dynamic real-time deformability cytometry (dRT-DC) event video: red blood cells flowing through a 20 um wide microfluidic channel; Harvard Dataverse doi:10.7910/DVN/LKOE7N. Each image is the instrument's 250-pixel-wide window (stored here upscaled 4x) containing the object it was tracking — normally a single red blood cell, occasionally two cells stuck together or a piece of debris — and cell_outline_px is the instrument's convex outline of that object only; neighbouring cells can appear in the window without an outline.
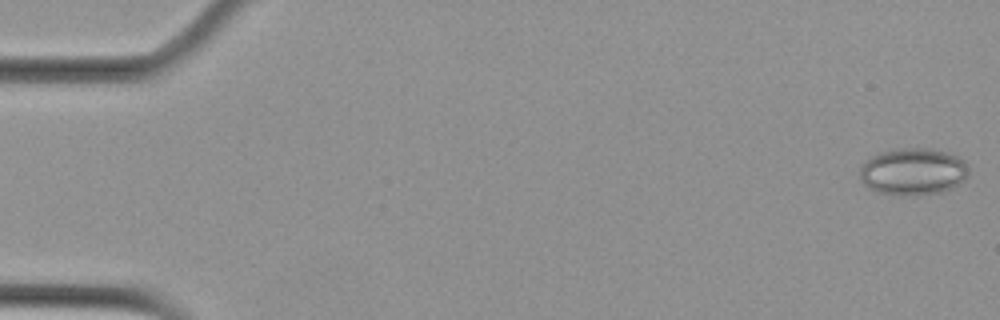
{"species": "Egyptian fruit bat (a non-hibernating species)", "species_latin": "Rousettus aegyptiacus", "temperature_condition": "cold", "stored_images_in_passage": 56, "camera_frame_rate_fps": 3000, "um_per_image_px": 0.085, "animal": {"sex": "female"}, "frame": {"image": 1, "passage_image": 1, "time_ms": 0.0, "image_size_px": [1000, 320], "cell_outline_px": [[968, 176], [964, 180], [952, 188], [940, 192], [916, 196], [896, 196], [876, 192], [868, 188], [864, 184], [860, 176], [860, 168], [872, 156], [880, 152], [896, 148], [932, 148], [948, 152], [964, 160], [968, 164]], "centroid_in_image_um": [77.62, 14.6], "position_along_channel_um": 7.4, "area_um2": 30.29}}
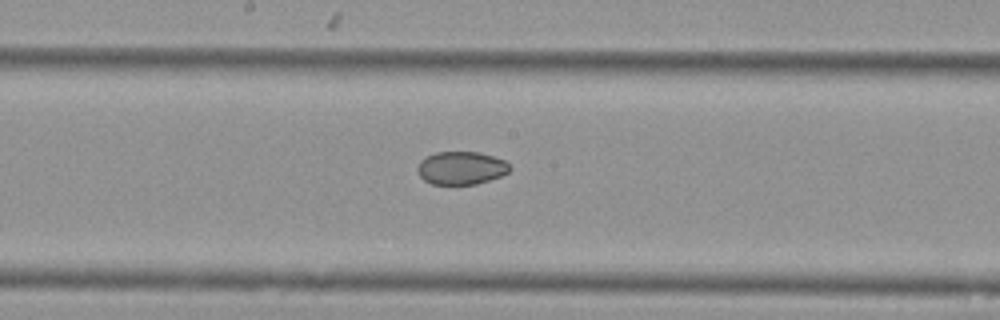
{"frame": {"image": 2, "passage_image": 30, "time_ms": 9.667, "image_size_px": [1000, 320], "cell_outline_px": [[512, 168], [508, 172], [500, 176], [476, 184], [432, 184], [424, 180], [420, 176], [416, 168], [420, 160], [436, 152], [480, 152], [504, 160]], "centroid_in_image_um": [39.19, 14.28], "position_along_channel_um": 209.0, "area_um2": 17.69}}
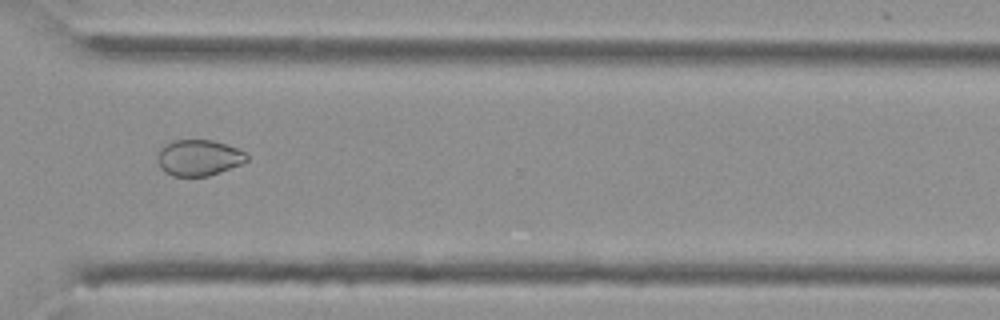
{"frame": {"image": 3, "passage_image": 42, "time_ms": 13.667, "image_size_px": [1000, 320], "cell_outline_px": [[248, 160], [240, 164], [208, 176], [172, 176], [164, 172], [160, 168], [156, 160], [156, 156], [160, 148], [164, 144], [176, 140], [212, 140], [236, 148], [244, 152], [248, 156]], "centroid_in_image_um": [16.83, 13.41], "position_along_channel_um": 353.8, "area_um2": 18.73}, "authors_computed_cell_mechanics": {"area_um2": 22.4842, "velocity_mm_per_s": 3.6169, "shape_relaxation_time_tau1_ms": null, "shape_relaxation_time_tau2_ms": 5.2939, "deformation_change_tau1": null, "deformation_change_tau2": 0.0595}}